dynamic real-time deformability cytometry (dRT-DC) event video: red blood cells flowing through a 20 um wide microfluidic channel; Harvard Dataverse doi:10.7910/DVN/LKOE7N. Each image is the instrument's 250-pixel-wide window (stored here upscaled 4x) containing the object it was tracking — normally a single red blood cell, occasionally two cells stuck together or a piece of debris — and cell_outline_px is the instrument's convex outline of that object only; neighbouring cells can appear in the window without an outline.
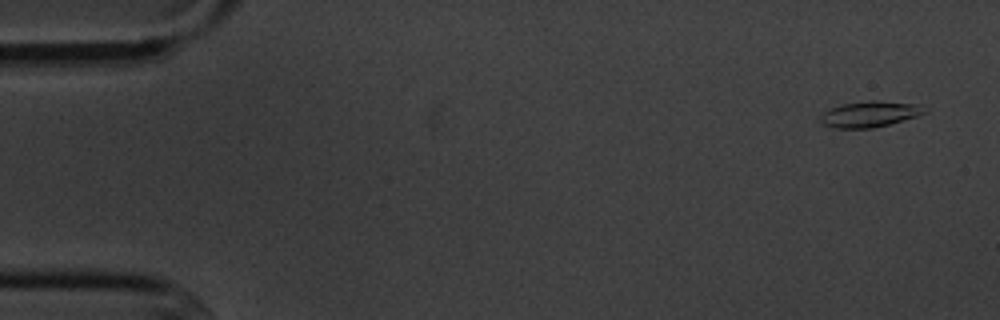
{"species": "common noctule bat (a hibernating species)", "species_latin": "Nyctalus noctula", "temperature_condition": "cold", "stored_images_in_passage": 3, "camera_frame_rate_fps": 3000, "um_per_image_px": 0.085, "animal": {"sex": "male", "body_mass_g": 20.1, "forearm_length_mm": 53.5}, "frame": {"image": 1, "passage_image": 1, "time_ms": 0.0, "image_size_px": [1000, 320], "cell_outline_px": [[928, 112], [916, 116], [888, 124], [872, 128], [832, 128], [824, 124], [820, 120], [820, 116], [824, 112], [840, 104], [872, 100], [920, 104], [928, 108]], "centroid_in_image_um": [73.96, 9.69], "position_along_channel_um": 11.0, "area_um2": 15.66}}